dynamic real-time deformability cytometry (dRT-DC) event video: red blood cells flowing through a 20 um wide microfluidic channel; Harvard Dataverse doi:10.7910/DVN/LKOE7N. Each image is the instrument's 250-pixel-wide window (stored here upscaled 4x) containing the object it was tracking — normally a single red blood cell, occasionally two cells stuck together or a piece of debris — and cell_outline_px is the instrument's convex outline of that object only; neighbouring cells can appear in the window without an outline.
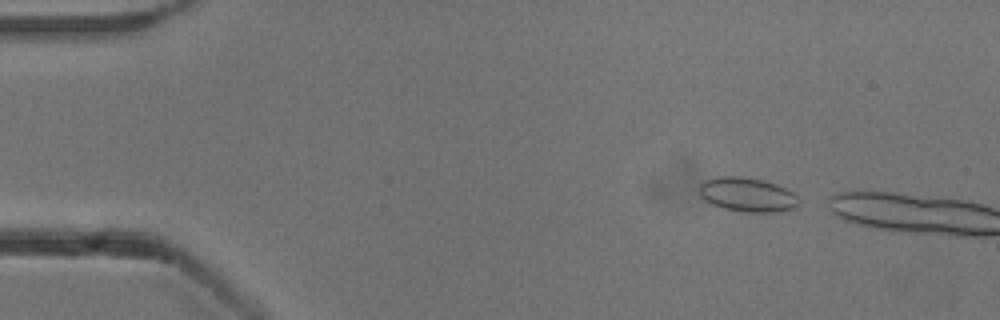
{"species": "common noctule bat (a hibernating species)", "species_latin": "Nyctalus noctula", "temperature_condition": "cold", "stored_images_in_passage": 5, "camera_frame_rate_fps": 3000, "um_per_image_px": 0.085, "animal": {"sex": "male", "body_mass_g": 13.3}, "frame": {"image": 1, "passage_image": 3, "time_ms": 0.667, "image_size_px": [1000, 320], "cell_outline_px": [[800, 204], [796, 208], [776, 212], [740, 212], [724, 208], [712, 204], [704, 200], [700, 196], [700, 184], [704, 180], [720, 176], [740, 176], [764, 180], [776, 184], [792, 192], [800, 200]], "centroid_in_image_um": [63.53, 16.55], "position_along_channel_um": 21.5, "area_um2": 20.0}}